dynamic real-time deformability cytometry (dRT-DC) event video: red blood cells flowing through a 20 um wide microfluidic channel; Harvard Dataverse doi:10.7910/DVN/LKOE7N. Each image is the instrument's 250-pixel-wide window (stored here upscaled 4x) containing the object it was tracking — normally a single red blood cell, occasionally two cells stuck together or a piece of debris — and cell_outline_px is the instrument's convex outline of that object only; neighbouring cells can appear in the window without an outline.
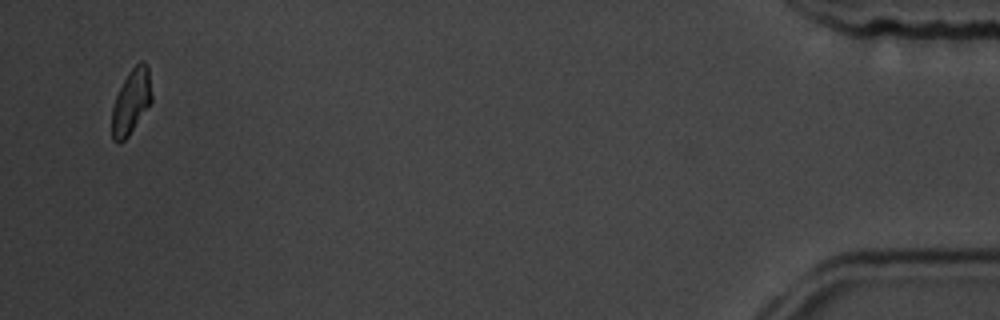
{"species": "common noctule bat (a hibernating species)", "species_latin": "Nyctalus noctula", "temperature_condition": "room temperature", "stored_images_in_passage": 18, "camera_frame_rate_fps": 3000, "um_per_image_px": 0.085, "animal": {"sex": "male", "body_mass_g": 19.5, "forearm_length_mm": 54.6}, "frame": {"image": 1, "passage_image": 18, "time_ms": 21.0, "image_size_px": [1000, 320], "cell_outline_px": [[152, 100], [128, 136], [120, 144], [116, 144], [112, 140], [112, 108], [116, 96], [128, 72], [140, 60], [144, 60], [148, 68], [152, 96]], "centroid_in_image_um": [11.14, 8.65], "position_along_channel_um": 424.1, "area_um2": 14.91}, "authors_computed_cell_mechanics": {"area_um2": 16.7909, "velocity_mm_per_s": 3.6034, "shape_relaxation_time_tau1_ms": 2.4256, "shape_relaxation_time_tau2_ms": 1.5639, "deformation_change_tau1": 0.1012, "deformation_change_tau2": 0.0638}}